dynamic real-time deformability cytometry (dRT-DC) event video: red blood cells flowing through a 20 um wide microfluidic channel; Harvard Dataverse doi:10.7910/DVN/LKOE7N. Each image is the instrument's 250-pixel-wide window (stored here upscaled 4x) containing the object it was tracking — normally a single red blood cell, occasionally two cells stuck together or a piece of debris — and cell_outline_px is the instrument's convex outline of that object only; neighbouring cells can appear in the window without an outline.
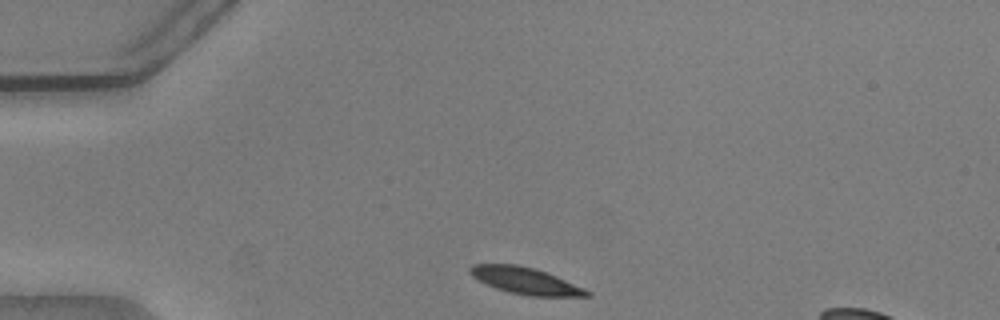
{"species": "common noctule bat (a hibernating species)", "species_latin": "Nyctalus noctula", "temperature_condition": "warm", "stored_images_in_passage": 43, "segment_of_instrument_passage": [1, 2], "camera_frame_rate_fps": 3000, "um_per_image_px": 0.085, "animal": {"sex": "male", "body_mass_g": 20.5, "forearm_length_mm": 52.5}, "frame": {"image": 1, "passage_image": 1, "time_ms": 0.0, "image_size_px": [1000, 320], "cell_outline_px": [[592, 296], [528, 296], [508, 292], [496, 288], [472, 276], [468, 272], [468, 268], [472, 264], [516, 264], [548, 272], [584, 288], [592, 292]], "centroid_in_image_um": [44.68, 23.86], "position_along_channel_um": 40.3, "area_um2": 18.15}}
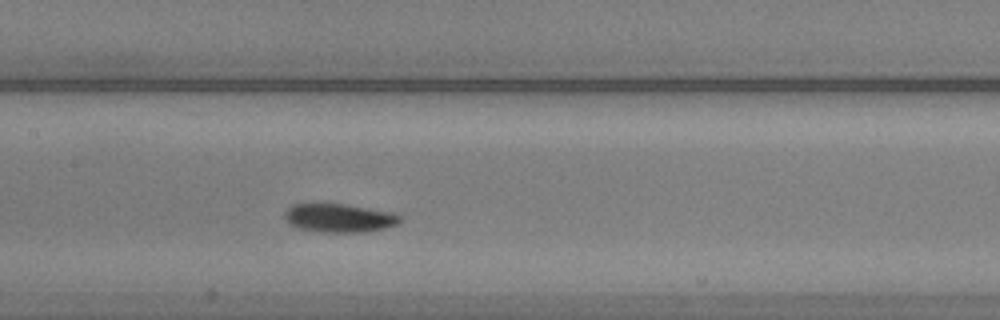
{"frame": {"image": 2, "passage_image": 15, "time_ms": 4.667, "image_size_px": [1000, 320], "cell_outline_px": [[400, 220], [396, 224], [384, 228], [364, 232], [320, 232], [300, 228], [288, 224], [284, 216], [284, 212], [292, 204], [344, 204], [388, 212], [400, 216]], "centroid_in_image_um": [28.76, 18.53], "position_along_channel_um": 178.6, "area_um2": 18.84}}
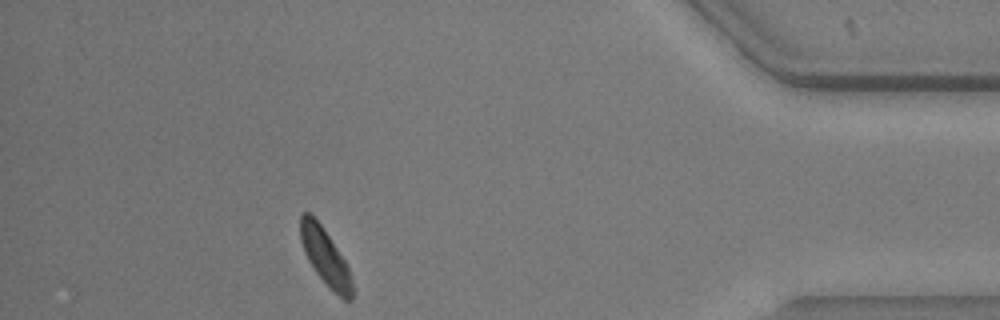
{"frame": {"image": 3, "passage_image": 37, "time_ms": 12.0, "image_size_px": [1000, 320], "cell_outline_px": [[352, 300], [344, 300], [316, 272], [308, 260], [304, 252], [300, 240], [300, 216], [304, 212], [312, 212], [348, 264], [352, 280]], "centroid_in_image_um": [27.63, 21.77], "position_along_channel_um": 407.6, "area_um2": 16.88}}